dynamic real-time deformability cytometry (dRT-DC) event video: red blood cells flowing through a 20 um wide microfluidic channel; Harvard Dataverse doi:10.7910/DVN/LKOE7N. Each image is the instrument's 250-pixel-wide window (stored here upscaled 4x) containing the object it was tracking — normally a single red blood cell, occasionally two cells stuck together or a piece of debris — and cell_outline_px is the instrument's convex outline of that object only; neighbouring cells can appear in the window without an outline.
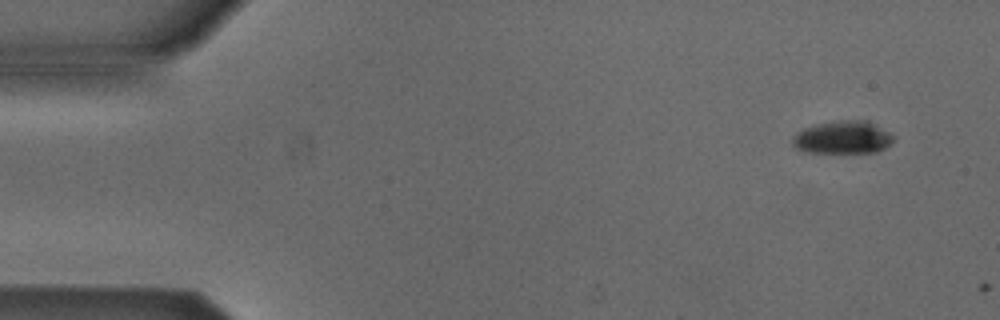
{"species": "Egyptian fruit bat (a non-hibernating species)", "species_latin": "Rousettus aegyptiacus", "temperature_condition": "cold", "stored_images_in_passage": 2, "camera_frame_rate_fps": 3000, "um_per_image_px": 0.085, "animal": {"sex": "male"}, "frame": {"image": 1, "passage_image": 1, "time_ms": 0.0, "image_size_px": [1000, 320], "cell_outline_px": [[892, 140], [884, 148], [876, 152], [804, 152], [796, 148], [792, 144], [792, 136], [796, 132], [804, 128], [816, 124], [832, 120], [868, 120], [888, 132], [892, 136]], "centroid_in_image_um": [71.57, 11.66], "position_along_channel_um": 13.4, "area_um2": 19.25}}